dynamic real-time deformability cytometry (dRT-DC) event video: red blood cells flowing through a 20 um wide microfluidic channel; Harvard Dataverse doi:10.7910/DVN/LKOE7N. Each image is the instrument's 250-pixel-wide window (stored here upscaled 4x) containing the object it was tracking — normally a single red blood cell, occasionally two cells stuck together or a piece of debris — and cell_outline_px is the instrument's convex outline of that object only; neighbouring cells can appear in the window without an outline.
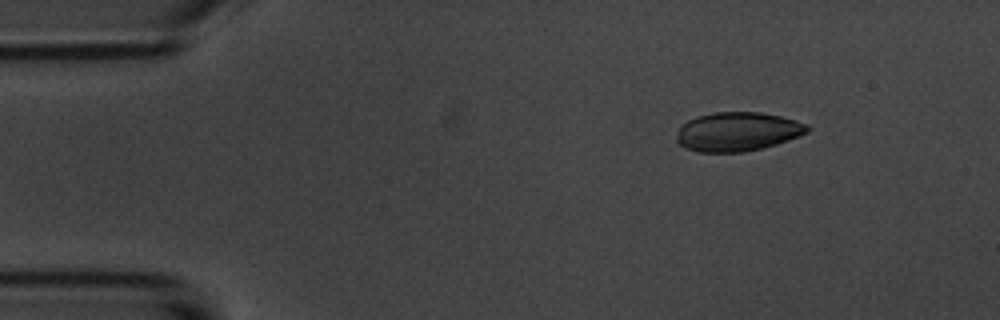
{"species": "common noctule bat (a hibernating species)", "species_latin": "Nyctalus noctula", "temperature_condition": "room temperature", "stored_images_in_passage": 4, "camera_frame_rate_fps": 3000, "um_per_image_px": 0.085, "animal": {"sex": "male", "body_mass_g": 20.1, "forearm_length_mm": 53.5}, "frame": {"image": 1, "passage_image": 2, "time_ms": 1.0, "image_size_px": [1000, 320], "cell_outline_px": [[812, 128], [808, 132], [800, 136], [776, 144], [744, 152], [700, 152], [688, 148], [680, 144], [676, 140], [676, 136], [680, 128], [688, 120], [696, 116], [716, 112], [760, 112], [780, 116], [796, 120], [808, 124]], "centroid_in_image_um": [62.73, 11.18], "position_along_channel_um": 22.3, "area_um2": 29.65}}